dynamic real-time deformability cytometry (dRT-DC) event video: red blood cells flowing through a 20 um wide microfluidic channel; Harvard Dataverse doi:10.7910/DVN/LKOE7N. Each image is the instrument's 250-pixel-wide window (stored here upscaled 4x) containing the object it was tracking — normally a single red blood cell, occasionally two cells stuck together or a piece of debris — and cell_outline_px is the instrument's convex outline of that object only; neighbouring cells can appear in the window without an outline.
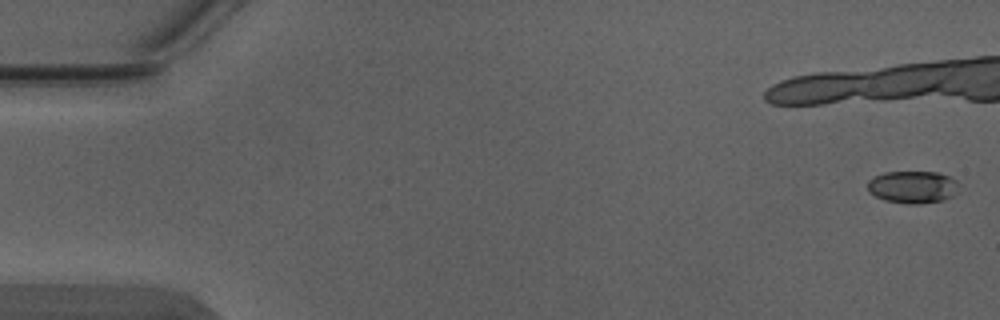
{"species": "Egyptian fruit bat (a non-hibernating species)", "species_latin": "Rousettus aegyptiacus", "temperature_condition": "warm", "stored_images_in_passage": 4, "camera_frame_rate_fps": 3000, "um_per_image_px": 0.085, "animal": {"sex": "male"}, "frame": {"image": 1, "passage_image": 1, "time_ms": 0.0, "image_size_px": [1000, 320], "cell_outline_px": [[960, 184], [956, 192], [952, 196], [944, 200], [920, 204], [908, 204], [884, 200], [868, 192], [868, 180], [872, 176], [884, 172], [940, 172], [956, 180]], "centroid_in_image_um": [77.58, 15.89], "position_along_channel_um": 7.4, "area_um2": 17.46}}